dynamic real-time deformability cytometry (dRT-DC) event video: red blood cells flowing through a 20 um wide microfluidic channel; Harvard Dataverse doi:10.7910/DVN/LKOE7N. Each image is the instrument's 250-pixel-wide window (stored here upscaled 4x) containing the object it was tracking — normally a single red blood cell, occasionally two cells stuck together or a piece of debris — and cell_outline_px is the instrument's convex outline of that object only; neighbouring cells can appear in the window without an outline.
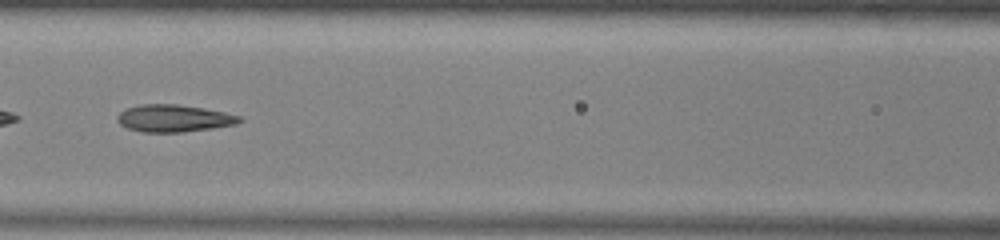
{"species": "common noctule bat (a hibernating species)", "species_latin": "Nyctalus noctula", "temperature_condition": "warm", "stored_images_in_passage": 32, "camera_frame_rate_fps": 3000, "um_per_image_px": 0.085, "animal": {"sex": "male", "body_mass_g": 13.0, "forearm_length_mm": 53.1}, "frame": {"image": 1, "passage_image": 10, "time_ms": 3.0, "image_size_px": [1000, 240], "cell_outline_px": [[244, 120], [236, 124], [212, 128], [184, 132], [140, 132], [128, 128], [120, 124], [116, 120], [116, 116], [124, 108], [140, 104], [176, 104], [204, 108], [224, 112], [240, 116]], "centroid_in_image_um": [14.74, 10.05], "position_along_channel_um": 151.9, "area_um2": 19.54}}
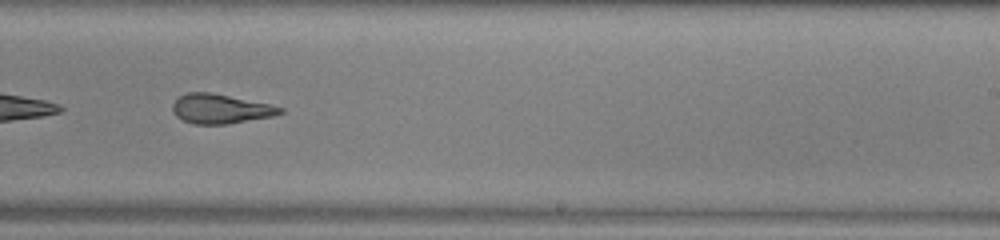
{"frame": {"image": 2, "passage_image": 19, "time_ms": 6.0, "image_size_px": [1000, 240], "cell_outline_px": [[284, 112], [272, 116], [224, 124], [196, 124], [184, 120], [176, 116], [172, 112], [172, 104], [180, 96], [188, 92], [208, 92], [272, 104], [284, 108]], "centroid_in_image_um": [18.74, 9.24], "position_along_channel_um": 270.3, "area_um2": 18.26}, "authors_computed_cell_mechanics": {"area_um2": 19.1607, "velocity_mm_per_s": 3.9643, "shape_relaxation_time_tau1_ms": null, "shape_relaxation_time_tau2_ms": 2.2269, "deformation_change_tau1": null, "deformation_change_tau2": 0.1144}}